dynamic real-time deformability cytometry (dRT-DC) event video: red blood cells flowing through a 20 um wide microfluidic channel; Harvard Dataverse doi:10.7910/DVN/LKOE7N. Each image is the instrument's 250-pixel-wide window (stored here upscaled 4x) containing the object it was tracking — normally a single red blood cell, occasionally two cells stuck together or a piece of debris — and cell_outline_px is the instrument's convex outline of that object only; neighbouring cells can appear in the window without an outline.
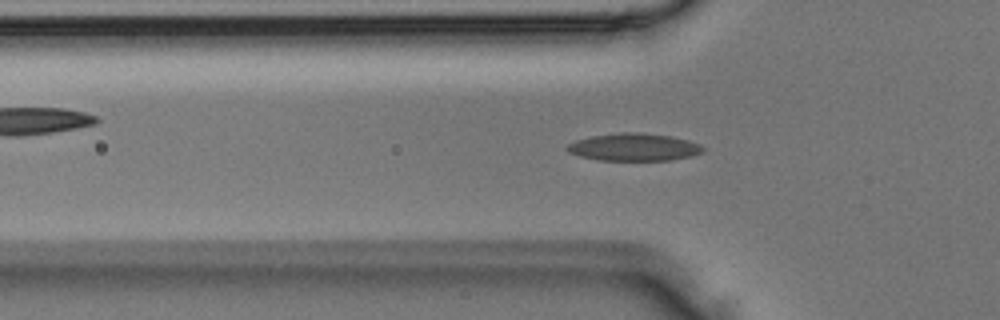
{"species": "Egyptian fruit bat (a non-hibernating species)", "species_latin": "Rousettus aegyptiacus", "temperature_condition": "room temperature", "stored_images_in_passage": 2, "camera_frame_rate_fps": 3000, "um_per_image_px": 0.085, "animal": {"sex": "male"}, "frame": {"image": 1, "passage_image": 2, "time_ms": 0.333, "image_size_px": [1000, 320], "cell_outline_px": [[704, 152], [692, 156], [668, 160], [596, 160], [580, 156], [568, 152], [564, 148], [568, 144], [576, 140], [592, 136], [620, 132], [636, 132], [672, 136], [688, 140], [700, 144], [704, 148]], "centroid_in_image_um": [53.88, 12.5], "position_along_channel_um": 71.9, "area_um2": 21.85}}